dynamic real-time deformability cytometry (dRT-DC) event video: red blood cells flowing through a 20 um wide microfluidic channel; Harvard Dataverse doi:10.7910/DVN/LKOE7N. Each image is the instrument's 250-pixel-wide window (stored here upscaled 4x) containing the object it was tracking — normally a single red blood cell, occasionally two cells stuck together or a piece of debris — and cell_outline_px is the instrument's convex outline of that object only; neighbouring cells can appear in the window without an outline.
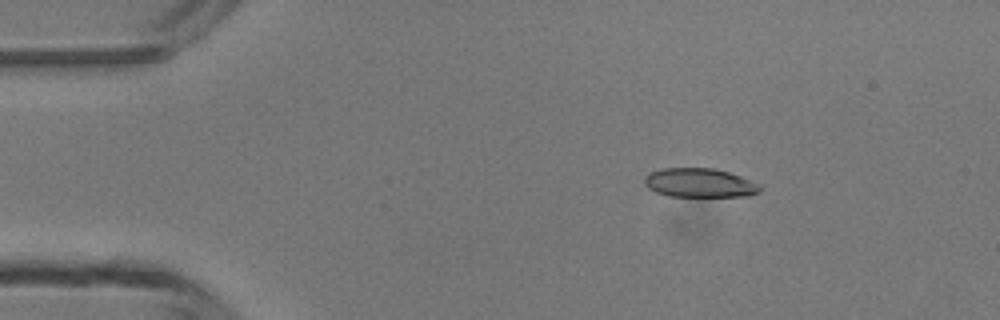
{"species": "common noctule bat (a hibernating species)", "species_latin": "Nyctalus noctula", "temperature_condition": "room temperature", "stored_images_in_passage": 5, "camera_frame_rate_fps": 3000, "um_per_image_px": 0.085, "animal": {"sex": "male", "body_mass_g": 13.3}, "frame": {"image": 1, "passage_image": 2, "time_ms": 1.0, "image_size_px": [1000, 320], "cell_outline_px": [[760, 192], [748, 196], [668, 196], [656, 192], [648, 188], [644, 184], [644, 176], [648, 172], [664, 168], [716, 168], [740, 176], [760, 184]], "centroid_in_image_um": [59.44, 15.54], "position_along_channel_um": 25.6, "area_um2": 19.65}}
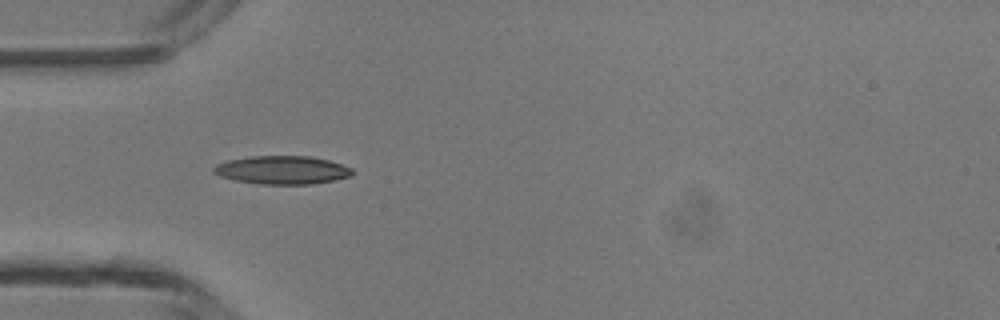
{"frame": {"image": 2, "passage_image": 4, "time_ms": 3.333, "image_size_px": [1000, 320], "cell_outline_px": [[352, 176], [312, 184], [260, 184], [236, 180], [220, 176], [212, 172], [212, 168], [216, 164], [228, 160], [252, 156], [312, 156], [328, 160], [352, 168]], "centroid_in_image_um": [23.96, 14.45], "position_along_channel_um": 61.0, "area_um2": 22.77}}
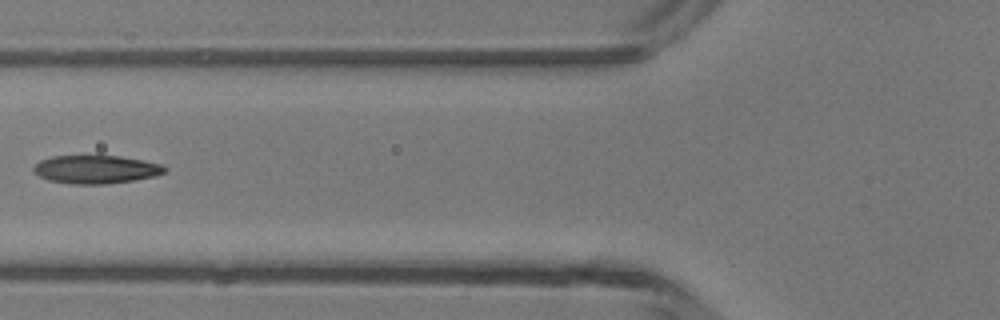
{"frame": {"image": 3, "passage_image": 5, "time_ms": 4.667, "image_size_px": [1000, 320], "cell_outline_px": [[168, 168], [164, 172], [156, 176], [136, 180], [104, 184], [72, 184], [48, 180], [40, 176], [32, 168], [40, 160], [52, 156], [120, 156], [144, 160], [164, 164]], "centroid_in_image_um": [8.21, 14.4], "position_along_channel_um": 117.6, "area_um2": 21.68}}